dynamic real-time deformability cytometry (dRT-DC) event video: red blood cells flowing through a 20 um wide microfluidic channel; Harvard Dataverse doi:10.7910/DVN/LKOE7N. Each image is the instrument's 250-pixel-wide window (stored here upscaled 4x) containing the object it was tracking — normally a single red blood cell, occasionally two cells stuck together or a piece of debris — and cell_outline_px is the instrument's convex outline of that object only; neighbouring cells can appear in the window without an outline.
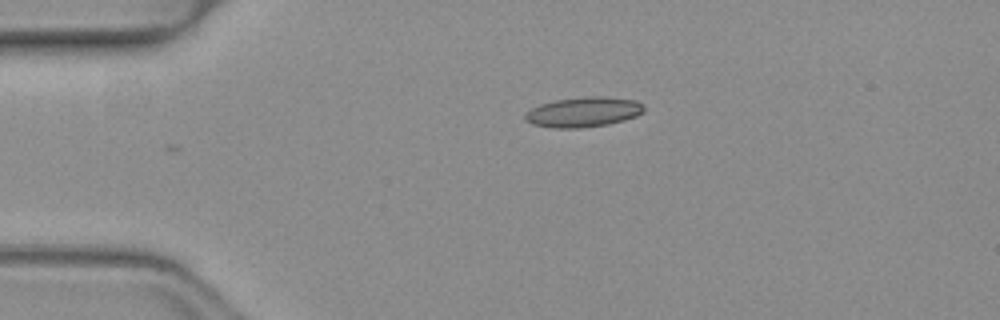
{"species": "common noctule bat (a hibernating species)", "species_latin": "Nyctalus noctula", "temperature_condition": "warm", "stored_images_in_passage": 33, "camera_frame_rate_fps": 3000, "um_per_image_px": 0.085, "animal": {"sex": "female", "body_mass_g": 19.3, "forearm_length_mm": 54.1}, "frame": {"image": 1, "passage_image": 1, "time_ms": 0.0, "image_size_px": [1000, 320], "cell_outline_px": [[644, 112], [636, 116], [624, 120], [608, 124], [580, 128], [552, 128], [532, 124], [524, 120], [524, 116], [532, 108], [540, 104], [556, 100], [584, 96], [604, 96], [636, 100], [644, 104]], "centroid_in_image_um": [49.61, 9.52], "position_along_channel_um": 35.4, "area_um2": 20.92}}
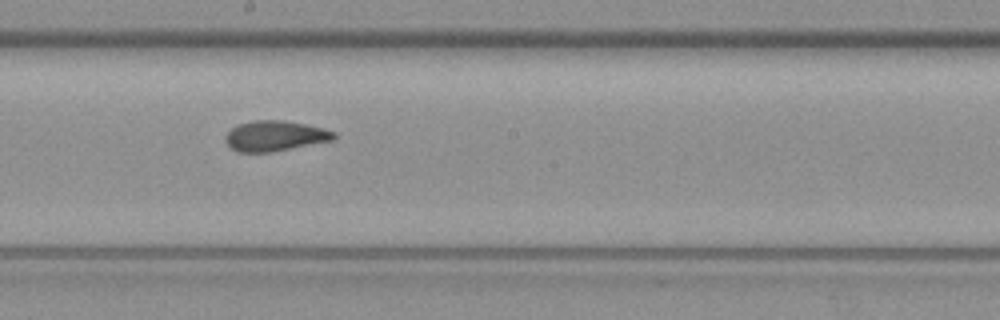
{"frame": {"image": 2, "passage_image": 18, "time_ms": 5.667, "image_size_px": [1000, 320], "cell_outline_px": [[336, 140], [272, 152], [236, 152], [224, 140], [224, 136], [236, 124], [252, 120], [284, 120], [324, 128], [336, 132]], "centroid_in_image_um": [23.39, 11.55], "position_along_channel_um": 224.8, "area_um2": 19.48}}
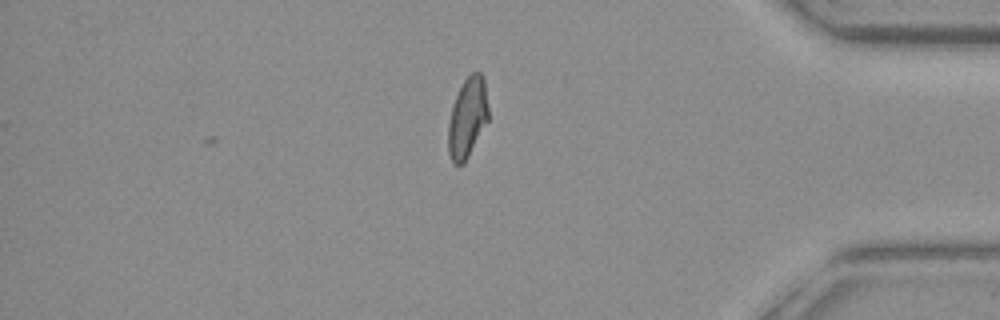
{"frame": {"image": 3, "passage_image": 33, "time_ms": 10.667, "image_size_px": [1000, 320], "cell_outline_px": [[488, 120], [464, 164], [452, 164], [448, 152], [448, 124], [452, 108], [456, 96], [464, 80], [472, 72], [480, 72], [484, 76], [488, 108]], "centroid_in_image_um": [39.73, 10.02], "position_along_channel_um": 395.5, "area_um2": 18.67}, "authors_computed_cell_mechanics": {"area_um2": 19.363, "velocity_mm_per_s": 4.0505, "shape_relaxation_time_tau1_ms": null, "shape_relaxation_time_tau2_ms": 1.4297, "deformation_change_tau1": null, "deformation_change_tau2": 0.0799}}